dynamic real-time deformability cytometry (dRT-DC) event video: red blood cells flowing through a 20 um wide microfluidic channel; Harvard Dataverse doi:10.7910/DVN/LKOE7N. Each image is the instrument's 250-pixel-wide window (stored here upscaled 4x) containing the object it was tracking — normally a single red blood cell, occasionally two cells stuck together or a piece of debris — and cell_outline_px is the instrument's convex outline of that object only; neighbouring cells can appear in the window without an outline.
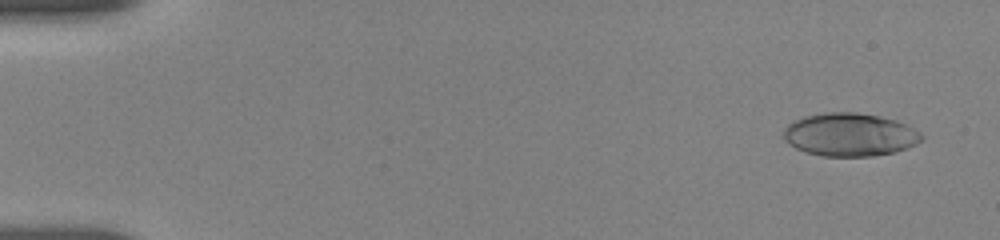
{"species": "human", "species_latin": "Homo sapiens", "temperature_condition": "room temperature", "stored_images_in_passage": 48, "camera_frame_rate_fps": 3000, "um_per_image_px": 0.085, "donor": {"sex": "female"}, "frame": {"image": 1, "passage_image": 3, "time_ms": 0.667, "image_size_px": [1000, 240], "cell_outline_px": [[924, 140], [908, 148], [896, 152], [872, 156], [824, 156], [804, 152], [788, 144], [784, 140], [784, 128], [792, 120], [804, 116], [824, 112], [856, 112], [880, 116], [896, 120], [908, 124], [920, 132], [924, 136]], "centroid_in_image_um": [72.25, 11.44], "position_along_channel_um": 12.8, "area_um2": 35.2}}
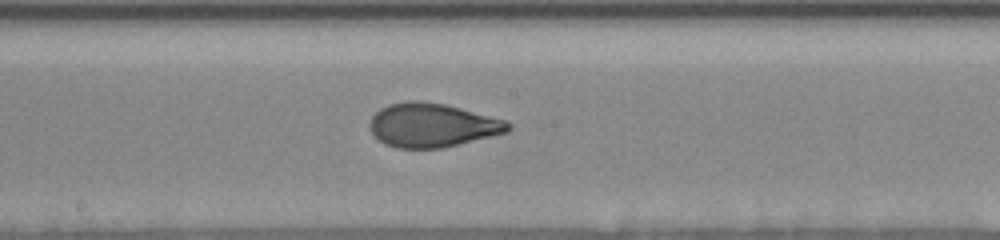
{"frame": {"image": 2, "passage_image": 28, "time_ms": 9.667, "image_size_px": [1000, 240], "cell_outline_px": [[512, 128], [508, 132], [444, 148], [396, 148], [384, 144], [368, 128], [368, 124], [372, 116], [380, 108], [388, 104], [408, 100], [420, 100], [444, 104], [460, 108], [504, 120], [512, 124]], "centroid_in_image_um": [36.72, 10.64], "position_along_channel_um": 211.5, "area_um2": 35.49}}
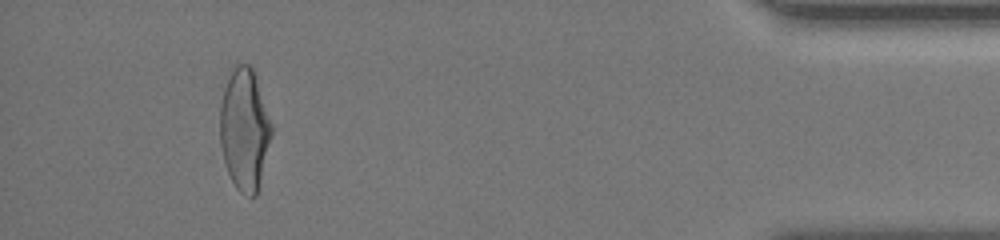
{"frame": {"image": 3, "passage_image": 45, "time_ms": 16.667, "image_size_px": [1000, 240], "cell_outline_px": [[272, 136], [256, 196], [252, 196], [240, 192], [236, 188], [224, 164], [220, 144], [220, 104], [224, 88], [232, 64], [248, 64], [252, 68], [272, 124]], "centroid_in_image_um": [20.76, 10.98], "position_along_channel_um": 414.4, "area_um2": 36.53}, "authors_computed_cell_mechanics": {"area_um2": 34.8823, "velocity_mm_per_s": 3.6837, "shape_relaxation_time_tau1_ms": 4.6024, "shape_relaxation_time_tau2_ms": 0.7868, "deformation_change_tau1": 0.1928, "deformation_change_tau2": 0.0607}}